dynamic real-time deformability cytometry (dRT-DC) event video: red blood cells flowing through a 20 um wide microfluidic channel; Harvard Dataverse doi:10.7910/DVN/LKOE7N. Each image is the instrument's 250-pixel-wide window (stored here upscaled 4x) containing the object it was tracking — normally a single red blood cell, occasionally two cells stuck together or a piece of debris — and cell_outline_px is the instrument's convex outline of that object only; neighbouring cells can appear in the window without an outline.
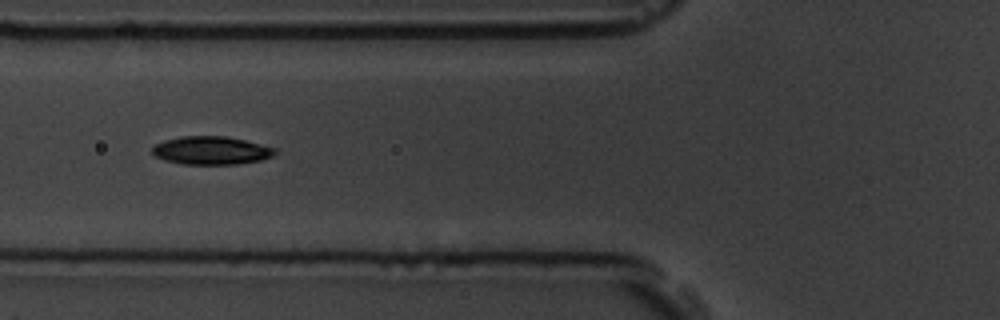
{"species": "common noctule bat (a hibernating species)", "species_latin": "Nyctalus noctula", "temperature_condition": "room temperature", "stored_images_in_passage": 8, "camera_frame_rate_fps": 3000, "um_per_image_px": 0.085, "animal": {"sex": "male", "body_mass_g": 19.5, "forearm_length_mm": 54.6}, "frame": {"image": 1, "passage_image": 6, "time_ms": 5.667, "image_size_px": [1000, 320], "cell_outline_px": [[276, 152], [272, 156], [260, 160], [236, 164], [180, 164], [164, 160], [156, 156], [152, 152], [152, 148], [156, 144], [164, 140], [180, 136], [228, 136], [276, 148]], "centroid_in_image_um": [17.93, 12.78], "position_along_channel_um": 107.9, "area_um2": 20.11}}
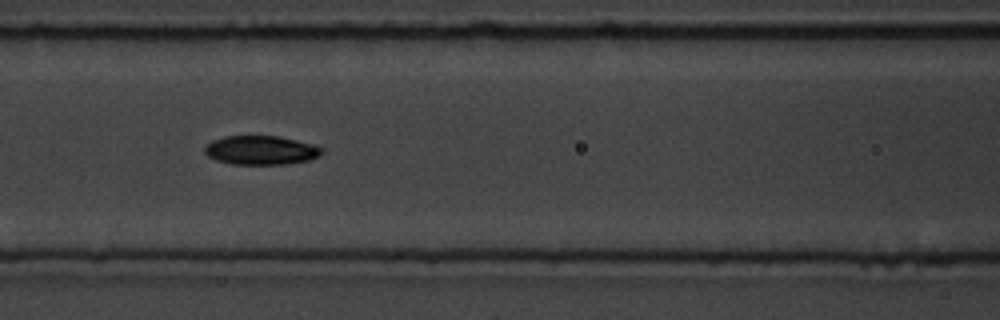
{"frame": {"image": 2, "passage_image": 7, "time_ms": 6.667, "image_size_px": [1000, 320], "cell_outline_px": [[324, 152], [320, 156], [308, 160], [284, 164], [232, 164], [216, 160], [208, 156], [204, 152], [204, 144], [212, 140], [224, 136], [280, 136], [316, 144], [324, 148]], "centroid_in_image_um": [22.2, 12.75], "position_along_channel_um": 144.4, "area_um2": 20.11}}
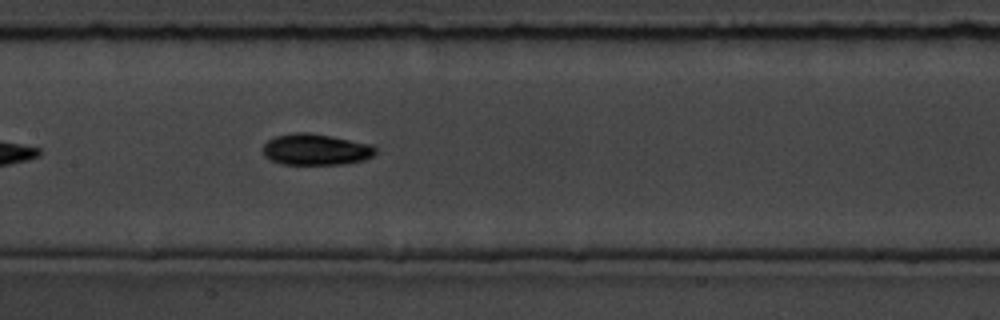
{"frame": {"image": 3, "passage_image": 8, "time_ms": 7.667, "image_size_px": [1000, 320], "cell_outline_px": [[376, 152], [372, 156], [364, 160], [344, 164], [280, 164], [264, 156], [264, 144], [268, 140], [276, 136], [296, 132], [308, 132], [332, 136], [372, 144], [376, 148]], "centroid_in_image_um": [26.86, 12.7], "position_along_channel_um": 180.5, "area_um2": 20.52}}